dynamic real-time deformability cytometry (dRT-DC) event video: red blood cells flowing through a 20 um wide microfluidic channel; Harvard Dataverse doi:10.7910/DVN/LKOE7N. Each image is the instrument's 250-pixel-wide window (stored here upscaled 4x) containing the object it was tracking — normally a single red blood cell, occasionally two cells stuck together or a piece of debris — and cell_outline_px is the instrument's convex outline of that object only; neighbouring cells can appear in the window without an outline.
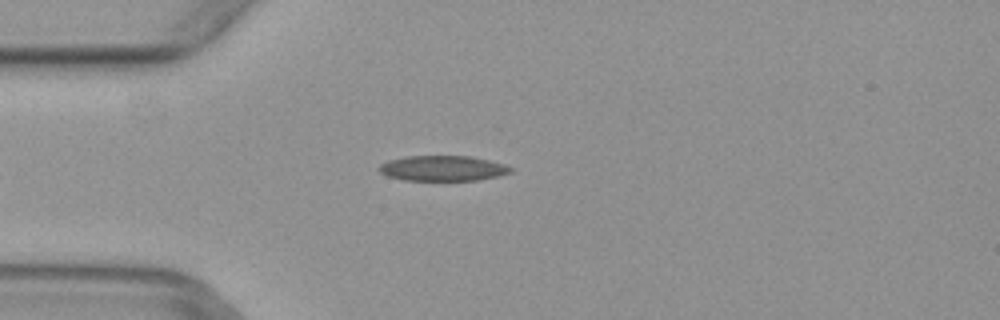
{"species": "common noctule bat (a hibernating species)", "species_latin": "Nyctalus noctula", "temperature_condition": "warm", "stored_images_in_passage": 5, "camera_frame_rate_fps": 3000, "um_per_image_px": 0.085, "animal": {"sex": "female", "body_mass_g": 29.2, "forearm_length_mm": 56.3}, "frame": {"image": 1, "passage_image": 5, "time_ms": 1.333, "image_size_px": [1000, 320], "cell_outline_px": [[516, 168], [512, 172], [496, 176], [476, 180], [404, 180], [388, 176], [380, 172], [376, 168], [380, 164], [388, 160], [404, 156], [472, 156], [504, 164]], "centroid_in_image_um": [37.62, 14.29], "position_along_channel_um": 47.4, "area_um2": 19.48}}